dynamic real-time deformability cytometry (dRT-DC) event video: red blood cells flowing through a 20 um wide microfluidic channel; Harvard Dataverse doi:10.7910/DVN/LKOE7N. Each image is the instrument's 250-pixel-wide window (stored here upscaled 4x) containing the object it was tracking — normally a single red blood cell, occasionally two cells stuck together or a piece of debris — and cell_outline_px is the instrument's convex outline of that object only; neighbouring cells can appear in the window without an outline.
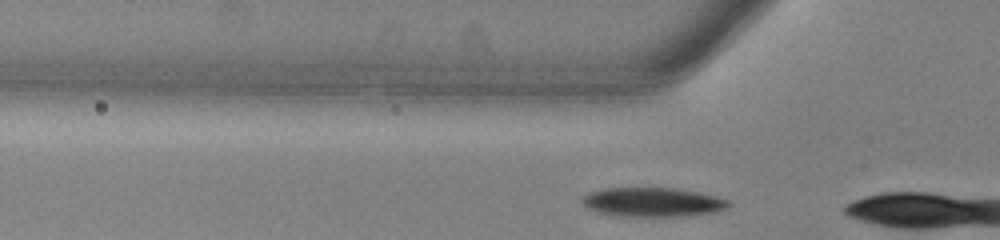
{"species": "common noctule bat (a hibernating species)", "species_latin": "Nyctalus noctula", "temperature_condition": "warm", "stored_images_in_passage": 4, "camera_frame_rate_fps": 3000, "um_per_image_px": 0.085, "animal": {"sex": "male", "body_mass_g": 13.0, "forearm_length_mm": 53.1}, "frame": {"image": 1, "passage_image": 2, "time_ms": 0.333, "image_size_px": [1000, 240], "cell_outline_px": [[732, 204], [728, 208], [716, 212], [680, 216], [620, 216], [596, 212], [588, 208], [580, 200], [588, 192], [604, 188], [676, 188], [716, 196], [728, 200]], "centroid_in_image_um": [55.47, 17.18], "position_along_channel_um": 70.3, "area_um2": 24.91}}